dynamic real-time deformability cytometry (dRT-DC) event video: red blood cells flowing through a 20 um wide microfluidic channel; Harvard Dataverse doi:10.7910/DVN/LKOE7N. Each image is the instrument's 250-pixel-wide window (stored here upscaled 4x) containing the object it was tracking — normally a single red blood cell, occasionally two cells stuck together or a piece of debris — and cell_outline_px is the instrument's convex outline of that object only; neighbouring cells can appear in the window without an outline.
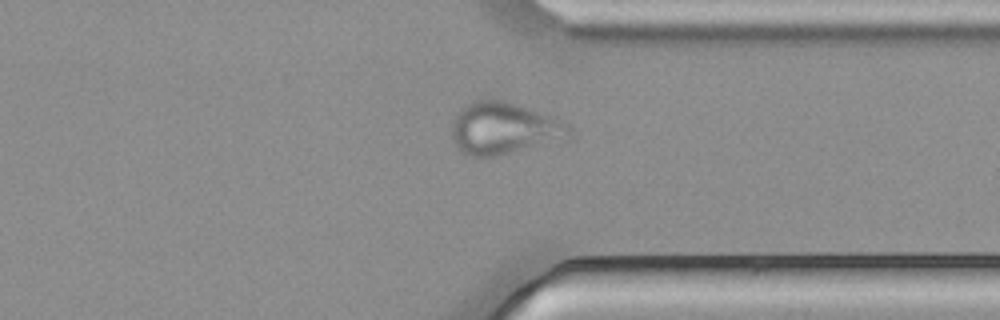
{"species": "common noctule bat (a hibernating species)", "species_latin": "Nyctalus noctula", "temperature_condition": "cold", "stored_images_in_passage": 36, "camera_frame_rate_fps": 3000, "um_per_image_px": 0.085, "animal": {"sex": "male", "body_mass_g": 21.5, "forearm_length_mm": 52.0}, "frame": {"image": 1, "passage_image": 24, "time_ms": 7.667, "image_size_px": [1000, 320], "cell_outline_px": [[572, 140], [492, 156], [472, 156], [464, 152], [456, 144], [452, 136], [452, 120], [468, 104], [476, 100], [500, 100], [516, 104], [552, 116], [568, 124], [572, 128]], "centroid_in_image_um": [42.94, 10.93], "position_along_channel_um": 368.5, "area_um2": 35.49}}
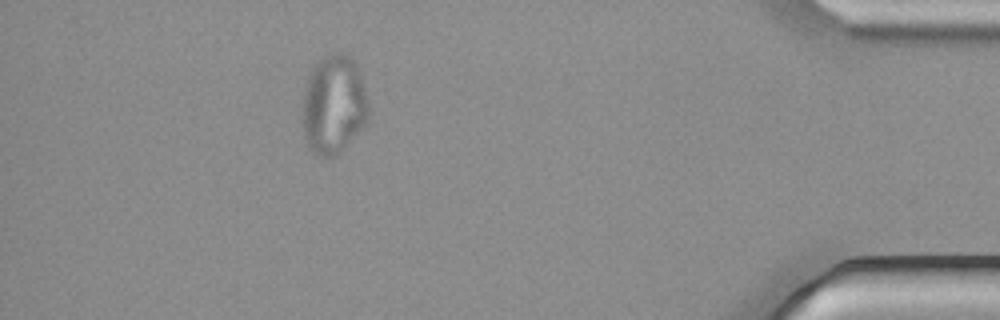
{"frame": {"image": 2, "passage_image": 31, "time_ms": 10.0, "image_size_px": [1000, 320], "cell_outline_px": [[372, 112], [368, 120], [344, 148], [336, 156], [316, 156], [308, 148], [304, 140], [300, 120], [304, 92], [308, 80], [316, 64], [324, 56], [336, 52], [340, 52], [348, 56], [356, 64]], "centroid_in_image_um": [28.35, 8.96], "position_along_channel_um": 406.9, "area_um2": 38.49}}